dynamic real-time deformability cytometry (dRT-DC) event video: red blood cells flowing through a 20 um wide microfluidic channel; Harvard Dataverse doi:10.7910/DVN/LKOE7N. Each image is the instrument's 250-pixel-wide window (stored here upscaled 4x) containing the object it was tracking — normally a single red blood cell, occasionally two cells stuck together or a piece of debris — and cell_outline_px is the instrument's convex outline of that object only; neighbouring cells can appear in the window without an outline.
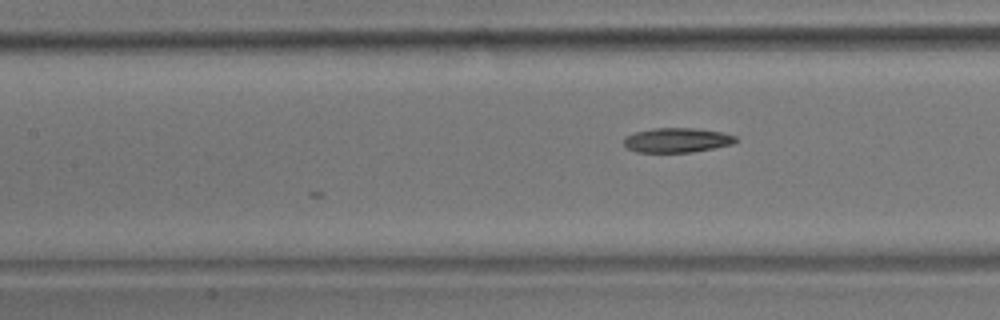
{"species": "common noctule bat (a hibernating species)", "species_latin": "Nyctalus noctula", "temperature_condition": "room temperature", "stored_images_in_passage": 19, "camera_frame_rate_fps": 3000, "um_per_image_px": 0.085, "animal": {"sex": "male", "body_mass_g": 17.9}, "frame": {"image": 1, "passage_image": 19, "time_ms": 6.0, "image_size_px": [1000, 320], "cell_outline_px": [[740, 140], [732, 144], [692, 152], [636, 152], [628, 148], [624, 144], [624, 136], [636, 132], [652, 128], [692, 128], [720, 132], [736, 136]], "centroid_in_image_um": [57.54, 11.91], "position_along_channel_um": 149.9, "area_um2": 15.95}}